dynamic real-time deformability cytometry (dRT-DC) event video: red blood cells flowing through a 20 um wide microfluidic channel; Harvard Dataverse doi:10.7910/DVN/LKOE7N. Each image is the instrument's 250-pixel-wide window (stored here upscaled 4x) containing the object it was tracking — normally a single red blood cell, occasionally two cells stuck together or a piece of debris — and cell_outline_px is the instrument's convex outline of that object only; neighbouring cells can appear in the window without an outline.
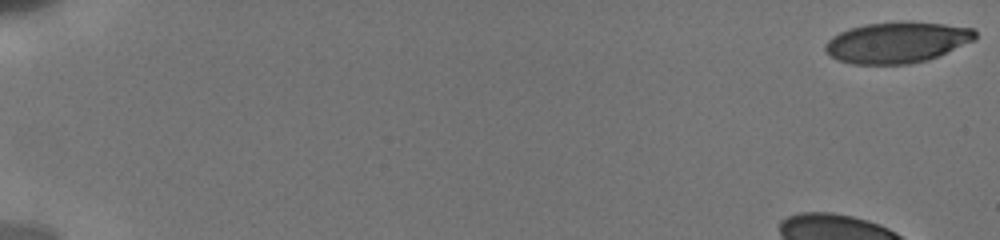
{"species": "human", "species_latin": "Homo sapiens", "temperature_condition": "cold", "stored_images_in_passage": 48, "camera_frame_rate_fps": 3000, "um_per_image_px": 0.085, "donor": {"sex": "male"}, "frame": {"image": 1, "passage_image": 1, "time_ms": 0.0, "image_size_px": [1000, 240], "cell_outline_px": [[976, 40], [928, 60], [908, 64], [852, 64], [840, 60], [832, 56], [824, 48], [824, 44], [832, 36], [848, 28], [864, 24], [944, 24], [976, 28]], "centroid_in_image_um": [76.26, 3.64], "position_along_channel_um": 8.7, "area_um2": 35.03}}
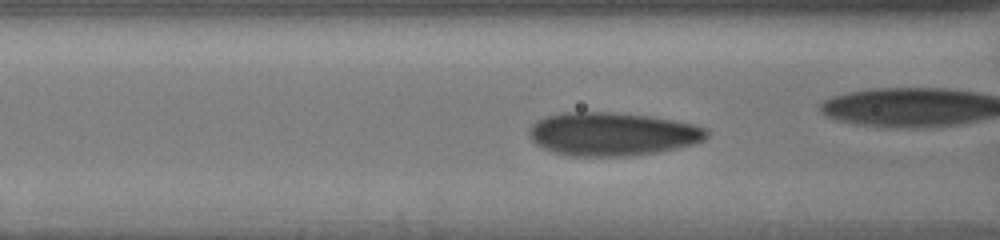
{"frame": {"image": 2, "passage_image": 32, "time_ms": 7.333, "image_size_px": [1000, 240], "cell_outline_px": [[712, 132], [704, 140], [696, 144], [680, 148], [660, 152], [632, 156], [572, 156], [552, 152], [536, 144], [532, 140], [528, 132], [528, 128], [536, 120], [544, 116], [560, 112], [612, 112], [648, 116], [672, 120], [692, 124], [708, 128]], "centroid_in_image_um": [52.06, 11.4], "position_along_channel_um": 114.5, "area_um2": 45.49}}
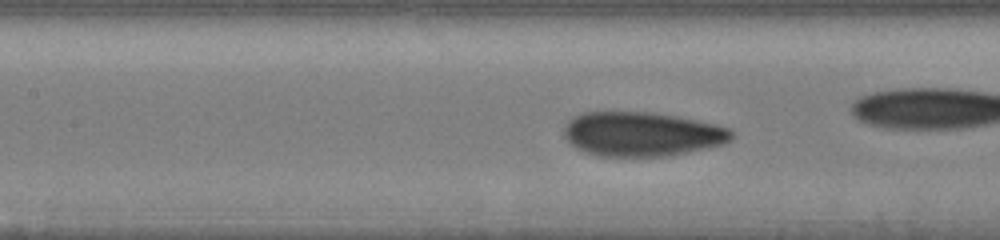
{"frame": {"image": 3, "passage_image": 38, "time_ms": 8.333, "image_size_px": [1000, 240], "cell_outline_px": [[732, 140], [724, 144], [688, 152], [668, 156], [596, 156], [584, 152], [576, 148], [564, 136], [564, 124], [572, 116], [580, 112], [652, 112], [676, 116], [716, 124], [728, 128], [732, 132]], "centroid_in_image_um": [54.52, 11.39], "position_along_channel_um": 152.9, "area_um2": 43.52}}